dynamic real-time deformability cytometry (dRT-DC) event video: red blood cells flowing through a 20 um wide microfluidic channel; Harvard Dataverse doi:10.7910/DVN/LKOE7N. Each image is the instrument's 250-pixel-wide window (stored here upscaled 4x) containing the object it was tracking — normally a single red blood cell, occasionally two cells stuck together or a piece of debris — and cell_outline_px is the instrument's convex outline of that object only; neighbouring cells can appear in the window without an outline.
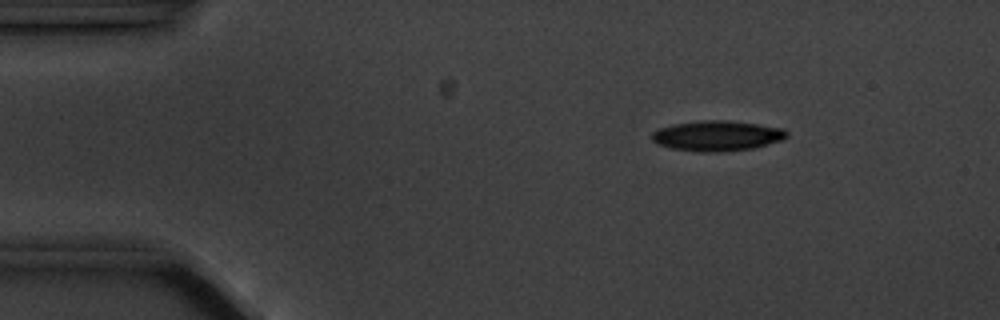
{"species": "common noctule bat (a hibernating species)", "species_latin": "Nyctalus noctula", "temperature_condition": "cold", "stored_images_in_passage": 5, "camera_frame_rate_fps": 3000, "um_per_image_px": 0.085, "animal": {"sex": "male", "body_mass_g": 20.1, "forearm_length_mm": 53.5}, "frame": {"image": 1, "passage_image": 3, "time_ms": 2.333, "image_size_px": [1000, 320], "cell_outline_px": [[788, 136], [784, 140], [752, 148], [724, 152], [696, 152], [672, 148], [656, 144], [652, 140], [652, 132], [660, 128], [676, 124], [704, 120], [724, 120], [756, 124], [784, 128], [788, 132]], "centroid_in_image_um": [60.98, 11.55], "position_along_channel_um": 24.0, "area_um2": 23.81}}